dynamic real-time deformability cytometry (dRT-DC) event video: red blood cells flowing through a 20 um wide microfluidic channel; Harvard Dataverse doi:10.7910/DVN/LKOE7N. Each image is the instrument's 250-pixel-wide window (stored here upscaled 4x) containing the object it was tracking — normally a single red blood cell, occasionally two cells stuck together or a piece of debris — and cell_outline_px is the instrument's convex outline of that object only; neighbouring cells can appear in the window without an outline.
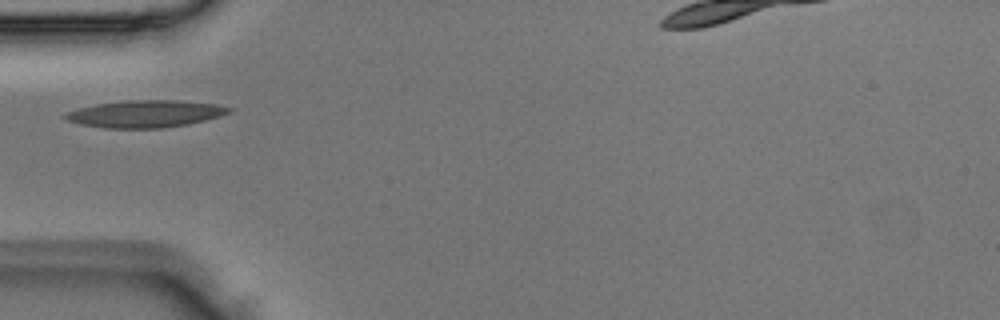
{"species": "Egyptian fruit bat (a non-hibernating species)", "species_latin": "Rousettus aegyptiacus", "temperature_condition": "room temperature", "stored_images_in_passage": 1, "camera_frame_rate_fps": 3000, "um_per_image_px": 0.085, "animal": {"sex": "male"}, "frame": {"image": 1, "passage_image": 1, "time_ms": 0.0, "image_size_px": [1000, 320], "cell_outline_px": [[232, 112], [220, 116], [188, 124], [164, 128], [104, 128], [80, 124], [68, 120], [64, 116], [68, 112], [76, 108], [96, 104], [124, 100], [176, 100], [216, 104], [232, 108]], "centroid_in_image_um": [12.36, 9.67], "position_along_channel_um": 72.6, "area_um2": 25.89}}